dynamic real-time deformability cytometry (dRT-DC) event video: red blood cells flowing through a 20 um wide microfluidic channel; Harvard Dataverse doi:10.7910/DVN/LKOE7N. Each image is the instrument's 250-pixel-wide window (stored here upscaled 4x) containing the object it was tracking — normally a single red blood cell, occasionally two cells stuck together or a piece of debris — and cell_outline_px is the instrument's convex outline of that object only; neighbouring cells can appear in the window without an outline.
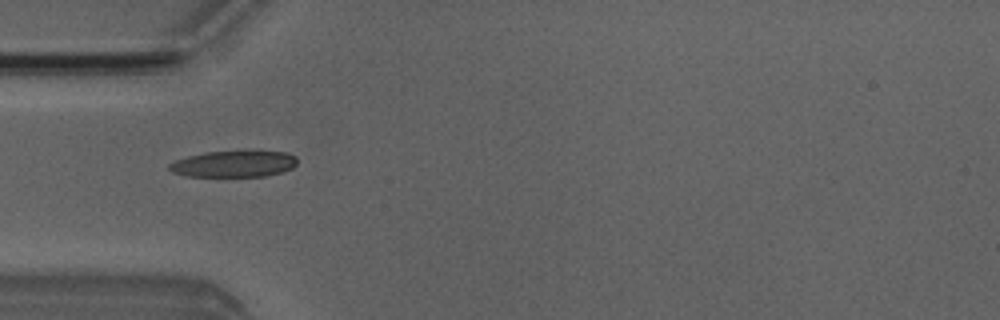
{"species": "Egyptian fruit bat (a non-hibernating species)", "species_latin": "Rousettus aegyptiacus", "temperature_condition": "room temperature", "stored_images_in_passage": 4, "camera_frame_rate_fps": 3000, "um_per_image_px": 0.085, "animal": {"sex": "male"}, "frame": {"image": 1, "passage_image": 4, "time_ms": 3.333, "image_size_px": [1000, 320], "cell_outline_px": [[296, 164], [292, 168], [280, 172], [264, 176], [184, 176], [172, 172], [168, 168], [168, 164], [176, 160], [188, 156], [204, 152], [288, 152], [296, 156]], "centroid_in_image_um": [19.84, 13.94], "position_along_channel_um": 65.2, "area_um2": 19.36}}